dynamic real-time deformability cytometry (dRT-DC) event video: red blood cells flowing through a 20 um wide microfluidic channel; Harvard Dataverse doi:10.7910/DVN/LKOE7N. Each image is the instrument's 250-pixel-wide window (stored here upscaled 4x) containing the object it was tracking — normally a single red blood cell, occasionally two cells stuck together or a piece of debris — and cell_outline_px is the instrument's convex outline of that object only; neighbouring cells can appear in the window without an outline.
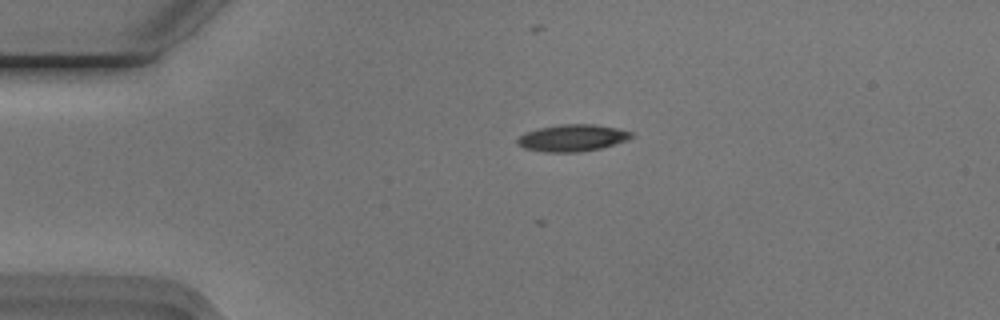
{"species": "Egyptian fruit bat (a non-hibernating species)", "species_latin": "Rousettus aegyptiacus", "temperature_condition": "cold", "stored_images_in_passage": 9, "camera_frame_rate_fps": 3000, "um_per_image_px": 0.085, "animal": {"sex": "male"}, "frame": {"image": 1, "passage_image": 2, "time_ms": 0.333, "image_size_px": [1000, 320], "cell_outline_px": [[636, 136], [628, 140], [600, 148], [580, 152], [544, 152], [524, 148], [516, 144], [516, 140], [524, 132], [536, 128], [560, 124], [596, 124], [616, 128], [632, 132]], "centroid_in_image_um": [48.64, 11.72], "position_along_channel_um": 36.4, "area_um2": 18.09}}
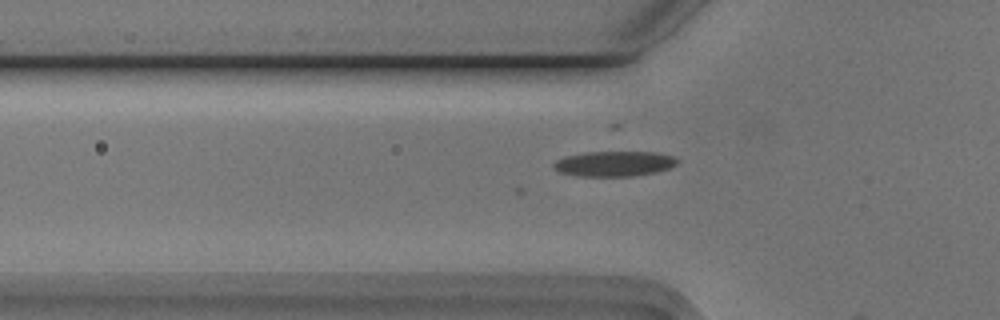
{"frame": {"image": 2, "passage_image": 8, "time_ms": 2.333, "image_size_px": [1000, 320], "cell_outline_px": [[680, 160], [676, 164], [668, 168], [656, 172], [632, 176], [576, 176], [560, 172], [552, 168], [552, 164], [556, 160], [568, 156], [588, 152], [656, 152], [676, 156]], "centroid_in_image_um": [52.23, 13.91], "position_along_channel_um": 73.6, "area_um2": 18.21}}